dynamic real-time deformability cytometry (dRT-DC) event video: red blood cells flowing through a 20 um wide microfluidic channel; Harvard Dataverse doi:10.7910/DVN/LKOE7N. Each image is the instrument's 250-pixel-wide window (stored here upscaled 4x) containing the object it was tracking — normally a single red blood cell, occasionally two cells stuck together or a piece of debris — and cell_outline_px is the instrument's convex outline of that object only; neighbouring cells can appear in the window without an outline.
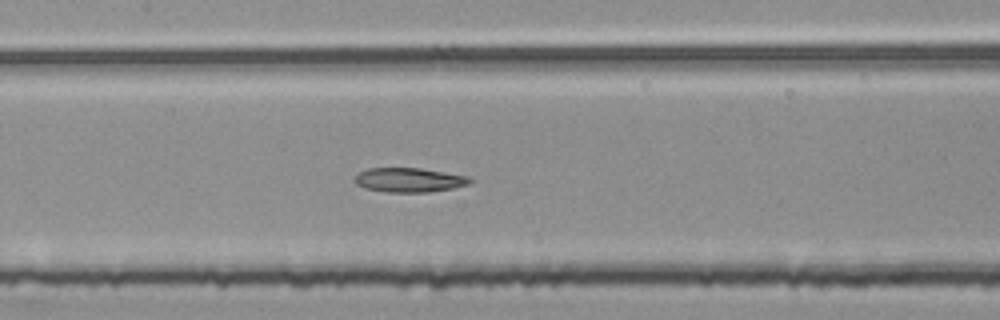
{"species": "common noctule bat (a hibernating species)", "species_latin": "Nyctalus noctula", "temperature_condition": "room temperature", "stored_images_in_passage": 53, "segment_of_instrument_passage": [2, 2], "camera_frame_rate_fps": 3000, "um_per_image_px": 0.085, "animal": {"sex": "female", "body_mass_g": 25.1}, "frame": {"image": 1, "passage_image": 25, "time_ms": 8.0, "image_size_px": [1000, 320], "cell_outline_px": [[472, 180], [468, 184], [452, 188], [428, 192], [384, 192], [364, 188], [356, 184], [356, 176], [360, 172], [368, 168], [420, 168], [468, 176]], "centroid_in_image_um": [34.76, 15.3], "position_along_channel_um": 172.6, "area_um2": 16.18}}
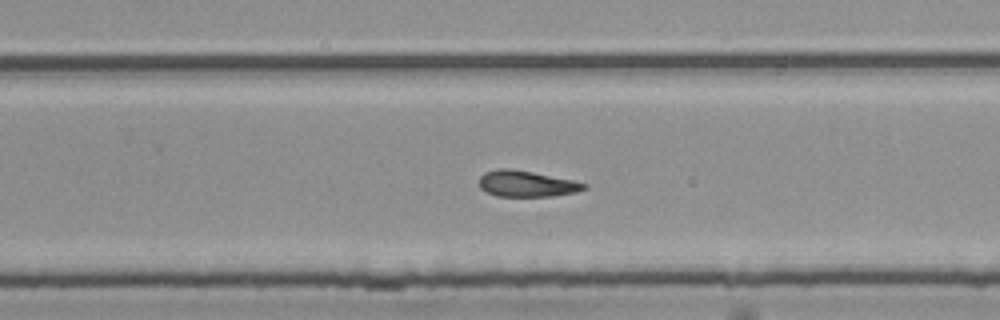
{"frame": {"image": 2, "passage_image": 34, "time_ms": 11.0, "image_size_px": [1000, 320], "cell_outline_px": [[588, 188], [576, 192], [552, 196], [496, 196], [480, 188], [480, 176], [484, 172], [496, 168], [512, 168], [572, 180], [588, 184]], "centroid_in_image_um": [44.75, 15.61], "position_along_channel_um": 285.0, "area_um2": 15.95}}
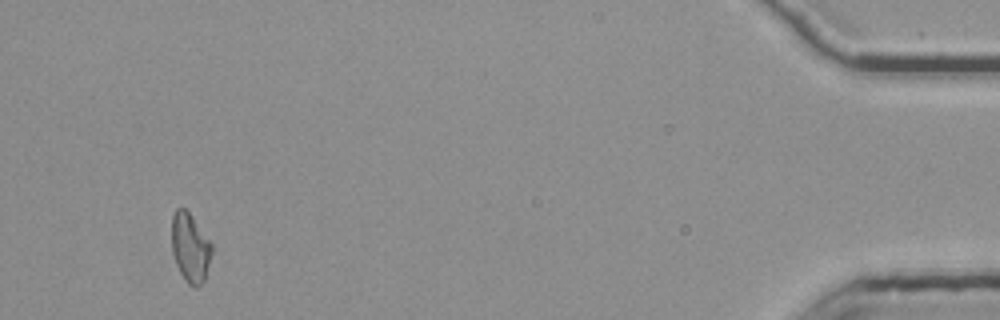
{"frame": {"image": 3, "passage_image": 51, "time_ms": 16.667, "image_size_px": [1000, 320], "cell_outline_px": [[212, 252], [204, 280], [196, 288], [192, 288], [188, 284], [180, 272], [176, 264], [172, 252], [172, 216], [176, 208], [184, 208], [192, 216], [212, 244]], "centroid_in_image_um": [16.16, 21.06], "position_along_channel_um": 419.0, "area_um2": 16.01}}